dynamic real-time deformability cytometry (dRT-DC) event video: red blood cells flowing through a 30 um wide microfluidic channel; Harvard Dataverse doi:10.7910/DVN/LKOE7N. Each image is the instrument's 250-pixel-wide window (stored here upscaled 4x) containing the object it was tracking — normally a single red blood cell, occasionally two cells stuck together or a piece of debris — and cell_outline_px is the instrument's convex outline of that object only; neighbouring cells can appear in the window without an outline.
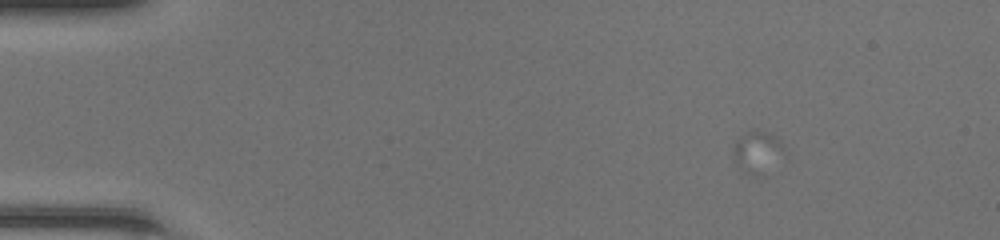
{"species": "common noctule bat (a hibernating species)", "species_latin": "Nyctalus noctula", "temperature_condition": "room temperature", "stored_images_in_passage": 23, "camera_frame_rate_fps": 3000, "um_per_image_px": 0.085, "animal": {"sex": "female", "body_mass_g": 20.0, "forearm_length_mm": 54.0}, "frame": {"image": 1, "passage_image": 1, "time_ms": 0.0, "image_size_px": [1000, 240], "cell_outline_px": [[788, 156], [756, 176], [752, 176], [744, 172], [732, 160], [732, 148], [736, 140], [740, 136], [756, 128], [776, 136], [788, 152]], "centroid_in_image_um": [64.4, 12.9], "position_along_channel_um": 20.6, "area_um2": 12.95}}
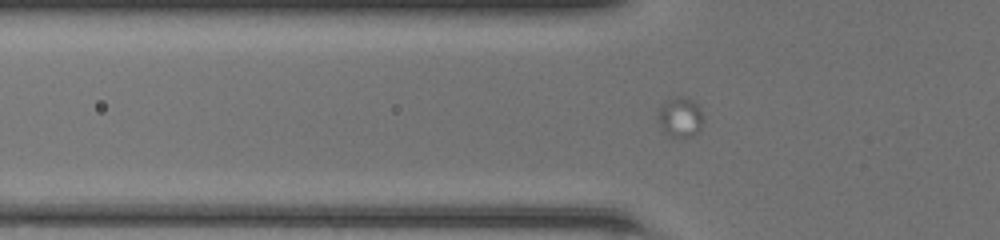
{"frame": {"image": 2, "passage_image": 14, "time_ms": 4.333, "image_size_px": [1000, 240], "cell_outline_px": [[704, 116], [700, 128], [692, 136], [668, 136], [660, 132], [656, 120], [660, 108], [664, 100], [680, 96], [684, 96], [700, 104]], "centroid_in_image_um": [57.78, 9.95], "position_along_channel_um": 68.0, "area_um2": 10.98}}